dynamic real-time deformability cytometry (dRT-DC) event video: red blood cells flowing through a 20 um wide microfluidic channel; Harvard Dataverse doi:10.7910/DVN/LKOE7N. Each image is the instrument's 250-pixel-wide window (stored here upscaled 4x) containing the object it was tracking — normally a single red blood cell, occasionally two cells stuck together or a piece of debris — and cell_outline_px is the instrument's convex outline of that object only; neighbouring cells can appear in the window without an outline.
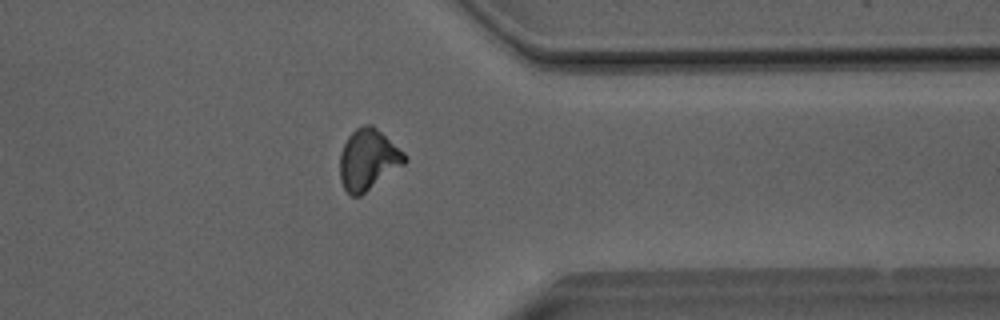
{"species": "Egyptian fruit bat (a non-hibernating species)", "species_latin": "Rousettus aegyptiacus", "temperature_condition": "room temperature", "stored_images_in_passage": 30, "camera_frame_rate_fps": 3000, "um_per_image_px": 0.085, "animal": {"sex": "male"}, "frame": {"image": 1, "passage_image": 26, "time_ms": 8.333, "image_size_px": [1000, 320], "cell_outline_px": [[408, 160], [404, 164], [360, 196], [352, 196], [344, 188], [340, 180], [340, 152], [348, 136], [356, 128], [364, 124], [372, 124], [404, 152], [408, 156]], "centroid_in_image_um": [31.29, 13.55], "position_along_channel_um": 380.1, "area_um2": 22.89}, "authors_computed_cell_mechanics": {"area_um2": 22.2819, "velocity_mm_per_s": 4.0763, "shape_relaxation_time_tau1_ms": 8.0621, "shape_relaxation_time_tau2_ms": 2.0787, "deformation_change_tau1": 0.1873, "deformation_change_tau2": 0.0826}}